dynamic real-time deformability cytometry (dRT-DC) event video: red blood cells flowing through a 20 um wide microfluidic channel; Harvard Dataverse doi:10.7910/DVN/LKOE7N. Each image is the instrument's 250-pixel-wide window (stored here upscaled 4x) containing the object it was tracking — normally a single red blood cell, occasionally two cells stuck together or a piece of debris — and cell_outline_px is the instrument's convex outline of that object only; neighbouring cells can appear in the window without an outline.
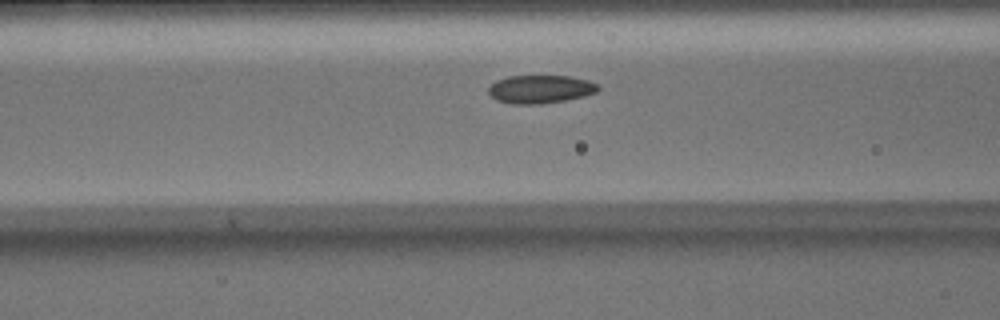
{"species": "Egyptian fruit bat (a non-hibernating species)", "species_latin": "Rousettus aegyptiacus", "temperature_condition": "warm", "stored_images_in_passage": 30, "camera_frame_rate_fps": 3000, "um_per_image_px": 0.085, "animal": {"sex": "male"}, "frame": {"image": 1, "passage_image": 10, "time_ms": 3.0, "image_size_px": [1000, 320], "cell_outline_px": [[600, 88], [596, 92], [584, 96], [564, 100], [540, 104], [512, 104], [496, 100], [488, 92], [488, 88], [496, 80], [508, 76], [568, 76], [588, 80], [600, 84]], "centroid_in_image_um": [45.94, 7.58], "position_along_channel_um": 120.7, "area_um2": 18.03}}
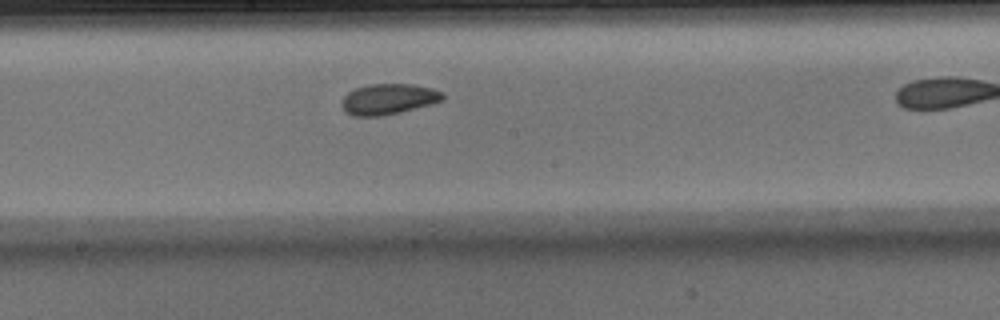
{"frame": {"image": 2, "passage_image": 17, "time_ms": 5.333, "image_size_px": [1000, 320], "cell_outline_px": [[444, 100], [400, 112], [384, 116], [352, 116], [344, 112], [344, 96], [348, 92], [356, 88], [368, 84], [412, 84], [432, 88], [444, 92]], "centroid_in_image_um": [33.04, 8.42], "position_along_channel_um": 215.2, "area_um2": 17.98}}
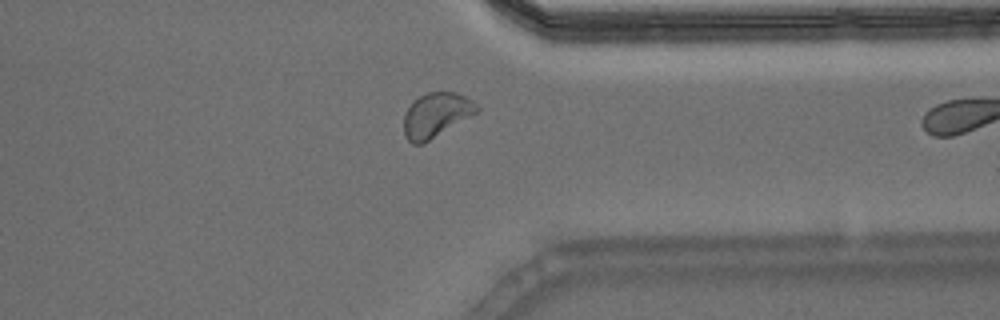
{"frame": {"image": 3, "passage_image": 29, "time_ms": 9.333, "image_size_px": [1000, 320], "cell_outline_px": [[480, 108], [476, 112], [424, 144], [412, 144], [404, 136], [404, 116], [412, 100], [428, 92], [456, 92], [472, 100]], "centroid_in_image_um": [37.03, 9.78], "position_along_channel_um": 374.4, "area_um2": 18.79}}